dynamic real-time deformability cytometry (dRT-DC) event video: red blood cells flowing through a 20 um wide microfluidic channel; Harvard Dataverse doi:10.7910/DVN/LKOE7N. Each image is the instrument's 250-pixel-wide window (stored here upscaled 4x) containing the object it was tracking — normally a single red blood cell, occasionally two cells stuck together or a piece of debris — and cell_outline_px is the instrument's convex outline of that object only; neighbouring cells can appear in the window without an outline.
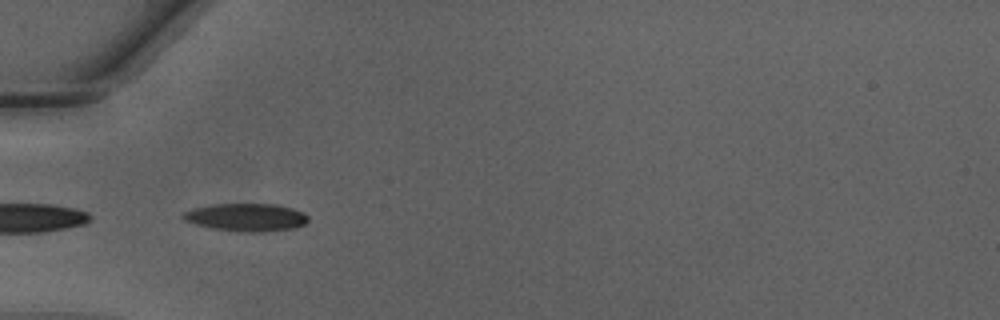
{"species": "Egyptian fruit bat (a non-hibernating species)", "species_latin": "Rousettus aegyptiacus", "temperature_condition": "warm", "stored_images_in_passage": 37, "camera_frame_rate_fps": 3000, "um_per_image_px": 0.085, "animal": {"sex": "male"}, "frame": {"image": 1, "passage_image": 5, "time_ms": 1.333, "image_size_px": [1000, 320], "cell_outline_px": [[308, 220], [304, 224], [292, 228], [260, 232], [244, 232], [212, 228], [196, 224], [184, 220], [180, 216], [184, 212], [192, 208], [212, 204], [276, 204], [292, 208], [304, 212], [308, 216]], "centroid_in_image_um": [20.91, 18.46], "position_along_channel_um": 64.1, "area_um2": 20.23}}
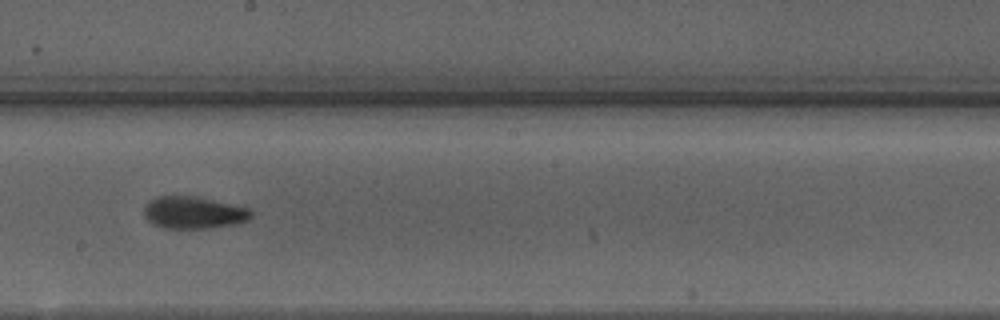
{"frame": {"image": 2, "passage_image": 17, "time_ms": 5.333, "image_size_px": [1000, 320], "cell_outline_px": [[252, 216], [248, 220], [232, 224], [208, 228], [164, 228], [148, 220], [144, 216], [144, 204], [148, 200], [156, 196], [192, 196], [236, 204], [252, 208]], "centroid_in_image_um": [16.46, 18.05], "position_along_channel_um": 231.7, "area_um2": 20.17}}
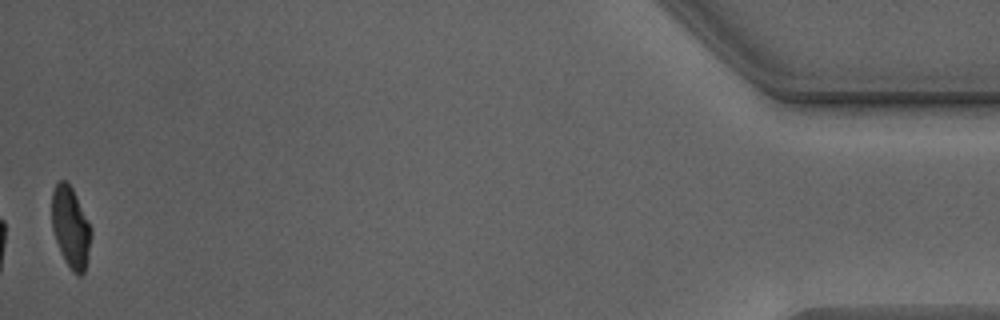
{"frame": {"image": 3, "passage_image": 37, "time_ms": 12.0, "image_size_px": [1000, 320], "cell_outline_px": [[92, 236], [84, 272], [80, 276], [76, 276], [72, 272], [64, 260], [60, 252], [52, 228], [52, 192], [56, 184], [60, 180], [64, 180], [72, 188], [92, 228]], "centroid_in_image_um": [6.01, 19.35], "position_along_channel_um": 429.2, "area_um2": 18.55}, "authors_computed_cell_mechanics": {"area_um2": 19.9988, "velocity_mm_per_s": 4.2772, "shape_relaxation_time_tau1_ms": 5.0922, "shape_relaxation_time_tau2_ms": 1.3915, "deformation_change_tau1": 0.1626, "deformation_change_tau2": 0.0763}}